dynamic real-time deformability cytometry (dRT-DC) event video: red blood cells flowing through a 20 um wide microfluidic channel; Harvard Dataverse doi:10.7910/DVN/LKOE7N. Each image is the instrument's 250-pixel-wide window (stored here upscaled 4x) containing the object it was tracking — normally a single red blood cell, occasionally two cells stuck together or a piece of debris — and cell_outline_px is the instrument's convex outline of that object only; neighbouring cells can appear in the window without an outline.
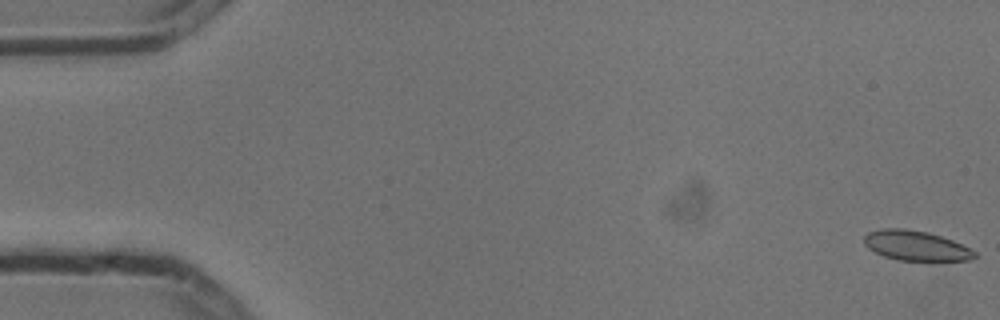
{"species": "common noctule bat (a hibernating species)", "species_latin": "Nyctalus noctula", "temperature_condition": "cold", "stored_images_in_passage": 4, "camera_frame_rate_fps": 3000, "um_per_image_px": 0.085, "animal": {"sex": "male", "body_mass_g": 13.3}, "frame": {"image": 1, "passage_image": 1, "time_ms": 0.0, "image_size_px": [1000, 320], "cell_outline_px": [[980, 256], [972, 260], [896, 260], [884, 256], [868, 248], [864, 244], [864, 236], [868, 232], [880, 228], [904, 228], [928, 232], [952, 240], [976, 252]], "centroid_in_image_um": [77.84, 20.87], "position_along_channel_um": 7.2, "area_um2": 19.25}}